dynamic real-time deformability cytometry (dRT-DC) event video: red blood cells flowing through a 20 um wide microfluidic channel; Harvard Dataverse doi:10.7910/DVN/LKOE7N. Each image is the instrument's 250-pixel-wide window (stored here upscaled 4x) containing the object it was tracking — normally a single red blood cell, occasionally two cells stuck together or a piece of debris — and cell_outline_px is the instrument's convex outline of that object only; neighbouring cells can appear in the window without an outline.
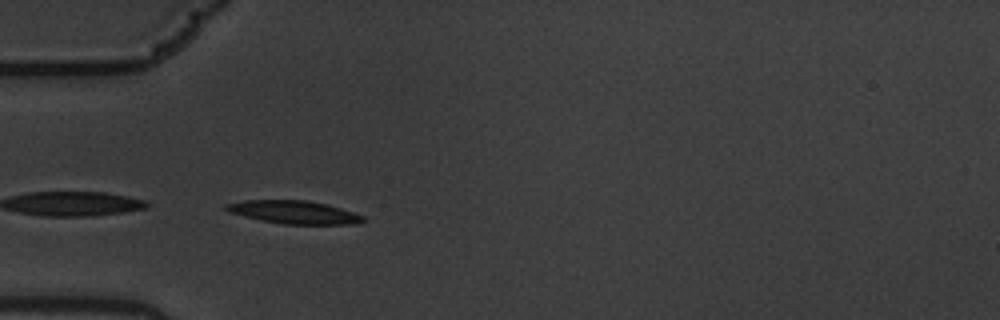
{"species": "common noctule bat (a hibernating species)", "species_latin": "Nyctalus noctula", "temperature_condition": "warm", "stored_images_in_passage": 35, "camera_frame_rate_fps": 3000, "um_per_image_px": 0.085, "animal": {"sex": "male", "body_mass_g": 19.5, "forearm_length_mm": 54.6}, "frame": {"image": 1, "passage_image": 2, "time_ms": 0.333, "image_size_px": [1000, 320], "cell_outline_px": [[368, 220], [352, 224], [284, 224], [260, 220], [228, 212], [224, 208], [224, 204], [244, 200], [308, 200], [340, 208], [364, 216]], "centroid_in_image_um": [24.96, 18.03], "position_along_channel_um": 60.0, "area_um2": 18.32}}
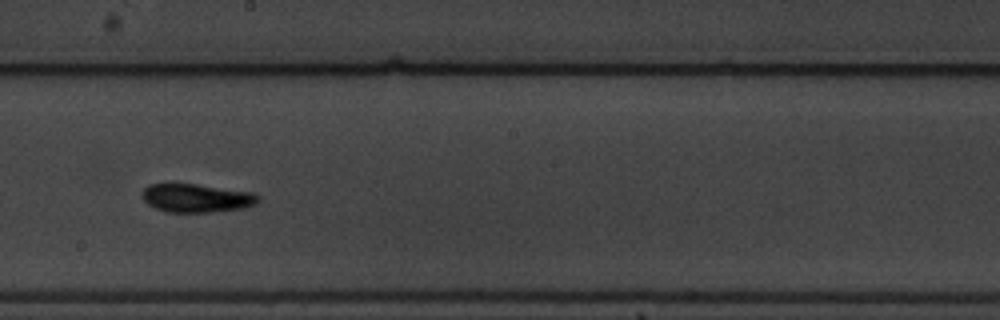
{"frame": {"image": 2, "passage_image": 17, "time_ms": 5.333, "image_size_px": [1000, 320], "cell_outline_px": [[260, 200], [256, 204], [244, 208], [208, 212], [168, 212], [156, 208], [148, 204], [140, 196], [140, 192], [148, 184], [196, 184], [252, 192], [260, 196]], "centroid_in_image_um": [16.69, 16.83], "position_along_channel_um": 231.5, "area_um2": 19.31}}
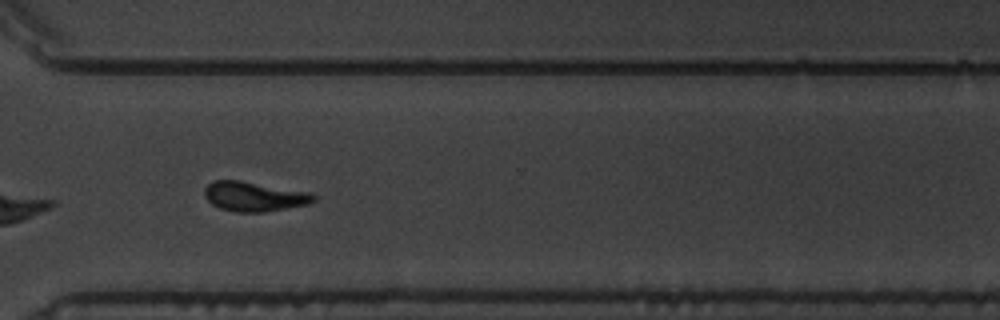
{"frame": {"image": 3, "passage_image": 27, "time_ms": 8.667, "image_size_px": [1000, 320], "cell_outline_px": [[316, 200], [308, 204], [264, 212], [236, 212], [220, 208], [212, 204], [204, 196], [204, 188], [212, 180], [240, 180], [312, 192], [316, 196]], "centroid_in_image_um": [21.61, 16.69], "position_along_channel_um": 349.0, "area_um2": 19.02}, "authors_computed_cell_mechanics": {"area_um2": 19.0162, "velocity_mm_per_s": 3.5196, "shape_relaxation_time_tau1_ms": 3.6008, "shape_relaxation_time_tau2_ms": 2.7054, "deformation_change_tau1": 0.1399, "deformation_change_tau2": 0.0918}}